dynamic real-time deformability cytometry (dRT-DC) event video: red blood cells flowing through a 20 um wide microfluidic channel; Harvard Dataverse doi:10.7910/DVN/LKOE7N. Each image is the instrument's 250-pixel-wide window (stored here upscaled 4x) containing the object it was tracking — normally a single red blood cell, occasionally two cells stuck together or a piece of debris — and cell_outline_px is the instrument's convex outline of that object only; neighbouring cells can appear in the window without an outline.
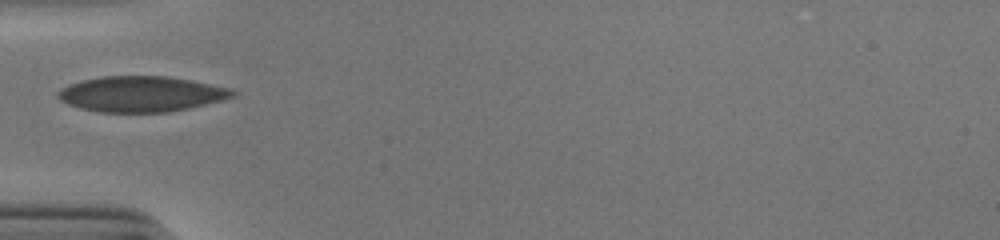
{"species": "human", "species_latin": "Homo sapiens", "temperature_condition": "cold", "stored_images_in_passage": 35, "camera_frame_rate_fps": 3000, "um_per_image_px": 0.085, "donor": {"sex": "male"}, "frame": {"image": 1, "passage_image": 1, "time_ms": 0.0, "image_size_px": [1000, 240], "cell_outline_px": [[240, 92], [236, 96], [188, 108], [168, 112], [100, 112], [80, 108], [68, 104], [60, 100], [56, 96], [56, 92], [60, 88], [68, 84], [80, 80], [100, 76], [168, 76], [232, 88]], "centroid_in_image_um": [11.98, 7.98], "position_along_channel_um": 73.0, "area_um2": 36.41}}
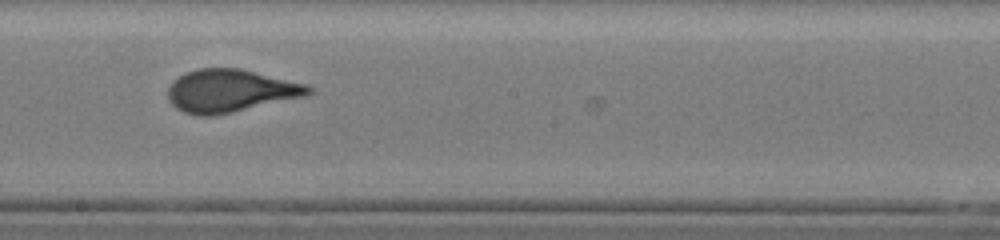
{"frame": {"image": 2, "passage_image": 13, "time_ms": 4.0, "image_size_px": [1000, 240], "cell_outline_px": [[312, 92], [304, 96], [232, 112], [212, 116], [200, 116], [184, 112], [176, 108], [168, 100], [168, 88], [172, 80], [196, 68], [240, 68], [308, 84], [312, 88]], "centroid_in_image_um": [19.56, 7.71], "position_along_channel_um": 228.6, "area_um2": 34.91}}
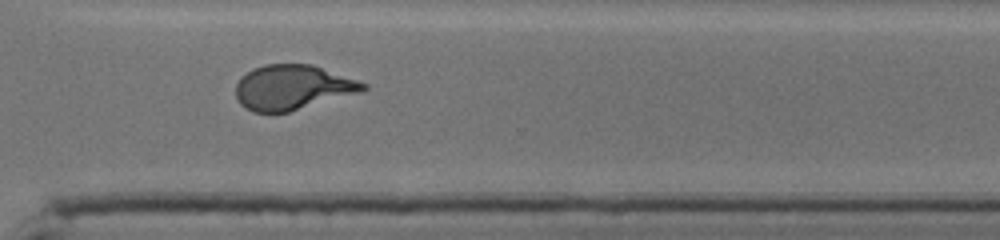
{"frame": {"image": 3, "passage_image": 22, "time_ms": 7.0, "image_size_px": [1000, 240], "cell_outline_px": [[368, 88], [364, 92], [288, 112], [252, 112], [244, 108], [240, 104], [236, 96], [236, 84], [248, 72], [264, 64], [312, 64], [368, 84]], "centroid_in_image_um": [24.91, 7.44], "position_along_channel_um": 345.7, "area_um2": 33.29}, "authors_computed_cell_mechanics": {"area_um2": 34.0442, "velocity_mm_per_s": 3.8977, "shape_relaxation_time_tau1_ms": 4.6766, "shape_relaxation_time_tau2_ms": null, "deformation_change_tau1": 0.1805, "deformation_change_tau2": null}}